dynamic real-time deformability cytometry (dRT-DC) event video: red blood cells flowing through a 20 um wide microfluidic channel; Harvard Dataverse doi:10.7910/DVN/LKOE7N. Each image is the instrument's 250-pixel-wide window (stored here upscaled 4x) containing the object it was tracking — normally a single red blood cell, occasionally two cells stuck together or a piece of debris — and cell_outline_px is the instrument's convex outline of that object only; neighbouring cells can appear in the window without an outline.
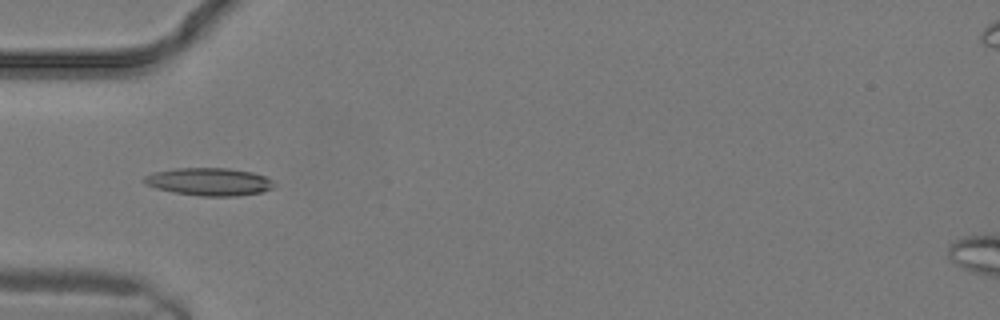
{"species": "common noctule bat (a hibernating species)", "species_latin": "Nyctalus noctula", "temperature_condition": "warm", "stored_images_in_passage": 14, "camera_frame_rate_fps": 3000, "um_per_image_px": 0.085, "animal": {"sex": "male", "body_mass_g": 19.2, "forearm_length_mm": 51.8}, "frame": {"image": 1, "passage_image": 8, "time_ms": 2.333, "image_size_px": [1000, 320], "cell_outline_px": [[276, 184], [272, 188], [264, 192], [236, 196], [200, 196], [176, 192], [156, 188], [148, 184], [144, 180], [144, 176], [152, 172], [172, 168], [228, 168], [252, 172], [264, 176], [272, 180]], "centroid_in_image_um": [17.81, 15.44], "position_along_channel_um": 67.2, "area_um2": 20.98}}
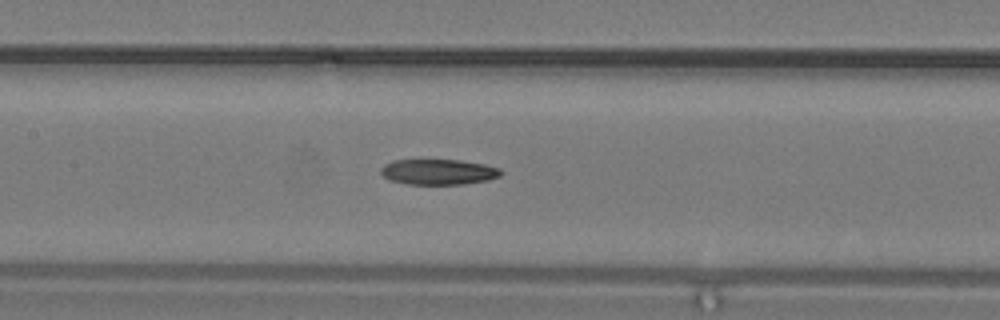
{"frame": {"image": 2, "passage_image": 12, "time_ms": 3.667, "image_size_px": [1000, 320], "cell_outline_px": [[504, 172], [500, 176], [488, 180], [464, 184], [408, 184], [388, 180], [380, 172], [380, 168], [384, 164], [392, 160], [460, 160], [484, 164], [500, 168]], "centroid_in_image_um": [37.26, 14.61], "position_along_channel_um": 170.1, "area_um2": 17.98}}
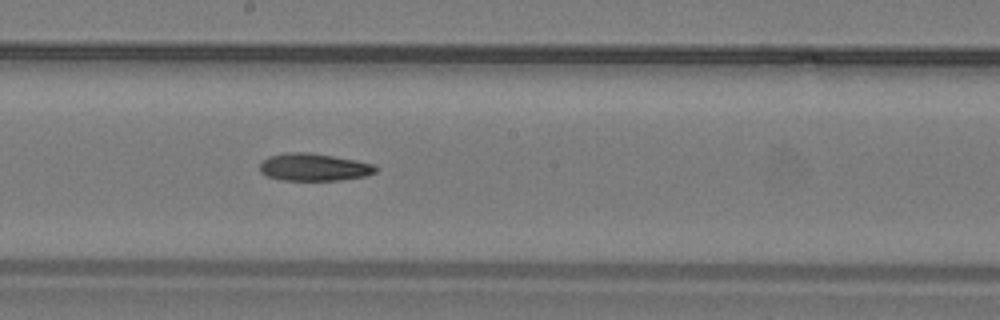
{"frame": {"image": 3, "passage_image": 14, "time_ms": 4.333, "image_size_px": [1000, 320], "cell_outline_px": [[380, 168], [376, 172], [364, 176], [340, 180], [280, 180], [268, 176], [260, 172], [260, 164], [268, 156], [288, 152], [308, 152], [356, 160], [376, 164]], "centroid_in_image_um": [26.71, 14.21], "position_along_channel_um": 221.5, "area_um2": 18.61}}